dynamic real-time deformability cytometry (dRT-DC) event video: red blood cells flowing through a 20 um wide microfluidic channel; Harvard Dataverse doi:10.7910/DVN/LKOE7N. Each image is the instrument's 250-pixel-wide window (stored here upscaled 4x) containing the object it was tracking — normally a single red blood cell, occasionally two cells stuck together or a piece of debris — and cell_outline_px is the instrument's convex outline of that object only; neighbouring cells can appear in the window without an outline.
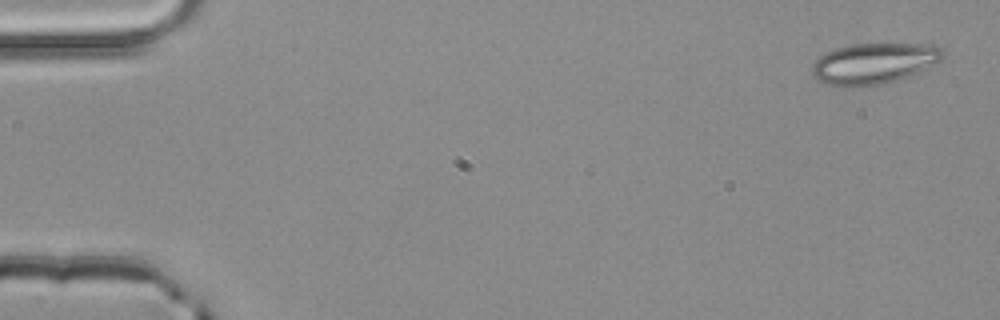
{"species": "common noctule bat (a hibernating species)", "species_latin": "Nyctalus noctula", "temperature_condition": "room temperature", "stored_images_in_passage": 3, "camera_frame_rate_fps": 3000, "um_per_image_px": 0.085, "animal": {"sex": "male", "body_mass_g": 20.4}, "frame": {"image": 1, "passage_image": 1, "time_ms": 0.0, "image_size_px": [1000, 320], "cell_outline_px": [[944, 56], [940, 60], [920, 72], [884, 84], [852, 88], [848, 88], [828, 84], [816, 80], [812, 72], [812, 64], [820, 56], [836, 48], [852, 44], [936, 44], [944, 48]], "centroid_in_image_um": [74.3, 5.4], "position_along_channel_um": 10.7, "area_um2": 31.5}}